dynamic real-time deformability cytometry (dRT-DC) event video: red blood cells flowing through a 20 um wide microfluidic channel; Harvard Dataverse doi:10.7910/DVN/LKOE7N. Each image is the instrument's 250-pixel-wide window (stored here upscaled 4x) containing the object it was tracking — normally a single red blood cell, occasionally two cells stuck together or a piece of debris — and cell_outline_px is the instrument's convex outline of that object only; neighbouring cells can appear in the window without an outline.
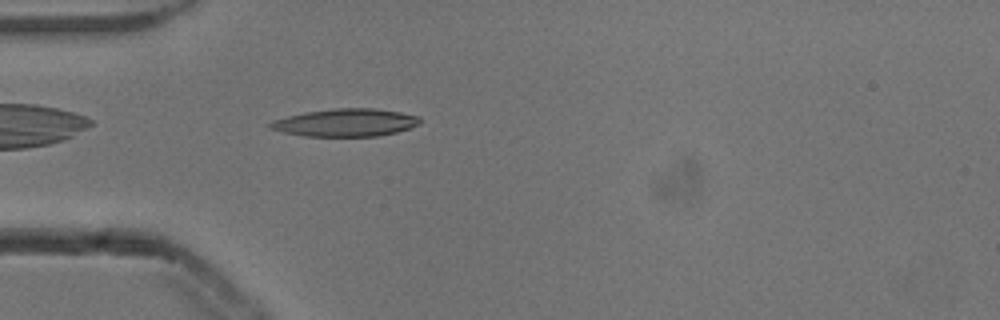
{"species": "common noctule bat (a hibernating species)", "species_latin": "Nyctalus noctula", "temperature_condition": "cold", "stored_images_in_passage": 33, "camera_frame_rate_fps": 3000, "um_per_image_px": 0.085, "animal": {"sex": "male", "body_mass_g": 13.3}, "frame": {"image": 1, "passage_image": 2, "time_ms": 0.333, "image_size_px": [1000, 320], "cell_outline_px": [[420, 124], [396, 132], [380, 136], [304, 136], [284, 132], [268, 128], [268, 124], [272, 120], [304, 112], [336, 108], [376, 108], [400, 112], [420, 116]], "centroid_in_image_um": [29.37, 10.42], "position_along_channel_um": 55.6, "area_um2": 24.22}}
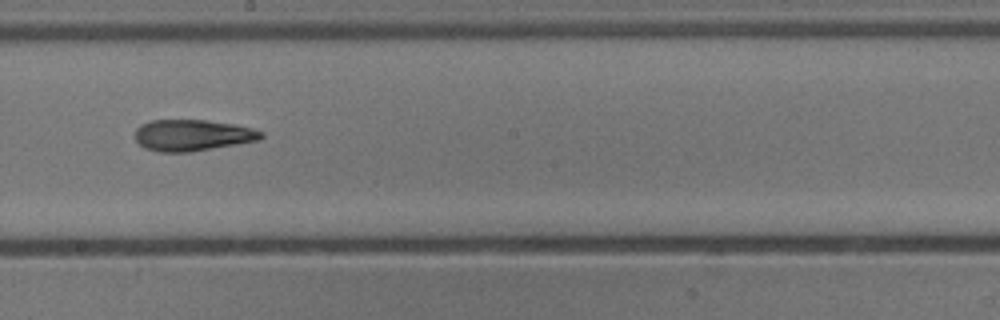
{"frame": {"image": 2, "passage_image": 16, "time_ms": 5.0, "image_size_px": [1000, 320], "cell_outline_px": [[264, 136], [260, 140], [192, 152], [156, 152], [144, 148], [136, 140], [136, 128], [140, 124], [152, 120], [208, 120], [236, 124], [252, 128], [264, 132]], "centroid_in_image_um": [16.38, 11.5], "position_along_channel_um": 231.8, "area_um2": 23.29}}
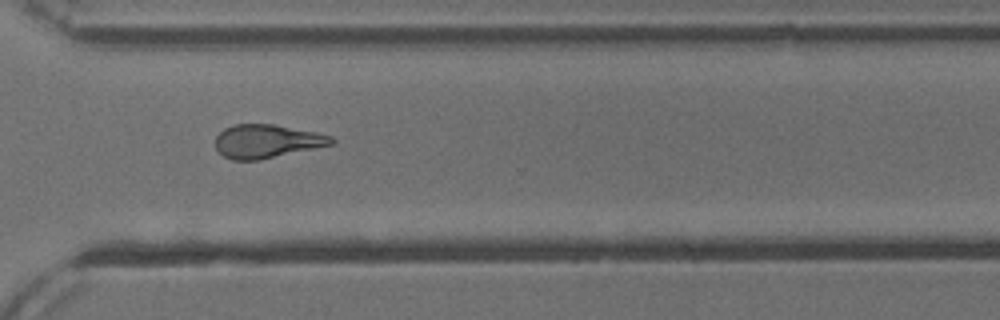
{"frame": {"image": 3, "passage_image": 25, "time_ms": 8.0, "image_size_px": [1000, 320], "cell_outline_px": [[336, 140], [332, 144], [260, 160], [232, 160], [224, 156], [216, 148], [216, 136], [224, 128], [232, 124], [272, 124], [316, 132], [332, 136]], "centroid_in_image_um": [22.66, 12.0], "position_along_channel_um": 347.9, "area_um2": 22.54}, "authors_computed_cell_mechanics": {"area_um2": 23.12, "velocity_mm_per_s": 3.872, "shape_relaxation_time_tau1_ms": null, "shape_relaxation_time_tau2_ms": 5.0136, "deformation_change_tau1": null, "deformation_change_tau2": 0.1707}}